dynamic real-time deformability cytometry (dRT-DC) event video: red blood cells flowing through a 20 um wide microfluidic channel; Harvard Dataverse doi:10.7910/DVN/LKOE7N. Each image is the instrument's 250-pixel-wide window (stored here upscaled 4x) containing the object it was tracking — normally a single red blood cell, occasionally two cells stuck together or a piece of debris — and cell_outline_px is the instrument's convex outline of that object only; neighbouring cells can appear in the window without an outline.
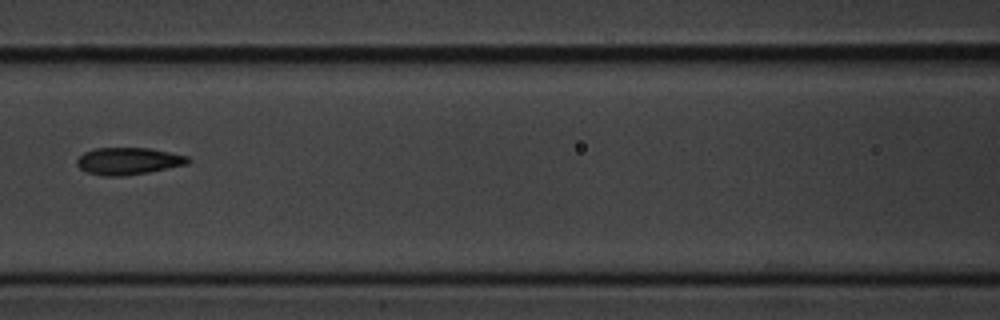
{"species": "common noctule bat (a hibernating species)", "species_latin": "Nyctalus noctula", "temperature_condition": "cold", "stored_images_in_passage": 7, "camera_frame_rate_fps": 3000, "um_per_image_px": 0.085, "animal": {"sex": "male", "body_mass_g": 20.1, "forearm_length_mm": 53.5}, "frame": {"image": 1, "passage_image": 7, "time_ms": 2.0, "image_size_px": [1000, 320], "cell_outline_px": [[192, 160], [188, 164], [148, 172], [124, 176], [104, 176], [88, 172], [80, 168], [76, 164], [76, 160], [84, 152], [96, 148], [152, 148], [188, 156]], "centroid_in_image_um": [10.93, 13.68], "position_along_channel_um": 155.7, "area_um2": 17.57}}